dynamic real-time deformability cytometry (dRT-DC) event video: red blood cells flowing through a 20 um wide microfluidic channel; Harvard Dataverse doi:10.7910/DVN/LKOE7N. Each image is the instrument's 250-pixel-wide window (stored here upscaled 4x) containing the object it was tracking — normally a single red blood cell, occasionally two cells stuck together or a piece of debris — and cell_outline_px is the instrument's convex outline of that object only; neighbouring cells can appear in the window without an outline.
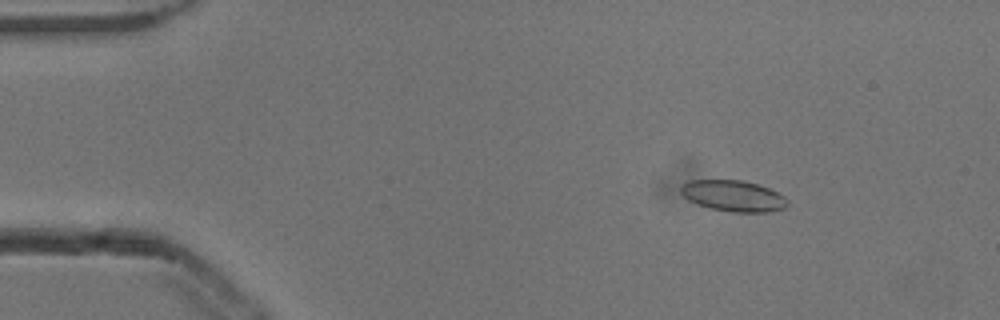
{"species": "common noctule bat (a hibernating species)", "species_latin": "Nyctalus noctula", "temperature_condition": "cold", "stored_images_in_passage": 54, "camera_frame_rate_fps": 3000, "um_per_image_px": 0.085, "animal": {"sex": "male", "body_mass_g": 13.3}, "frame": {"image": 1, "passage_image": 8, "time_ms": 2.333, "image_size_px": [1000, 320], "cell_outline_px": [[788, 204], [784, 208], [768, 212], [732, 212], [708, 208], [688, 200], [680, 192], [680, 188], [688, 180], [740, 180], [756, 184], [768, 188], [784, 196], [788, 200]], "centroid_in_image_um": [62.32, 16.66], "position_along_channel_um": 22.7, "area_um2": 19.25}}
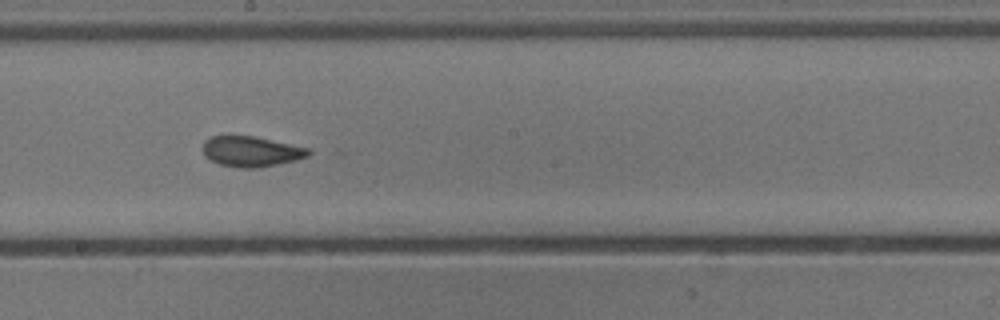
{"frame": {"image": 2, "passage_image": 30, "time_ms": 9.667, "image_size_px": [1000, 320], "cell_outline_px": [[312, 152], [308, 156], [296, 160], [260, 168], [240, 168], [220, 164], [204, 156], [204, 140], [212, 136], [252, 136], [308, 148]], "centroid_in_image_um": [21.36, 12.89], "position_along_channel_um": 226.8, "area_um2": 18.5}}
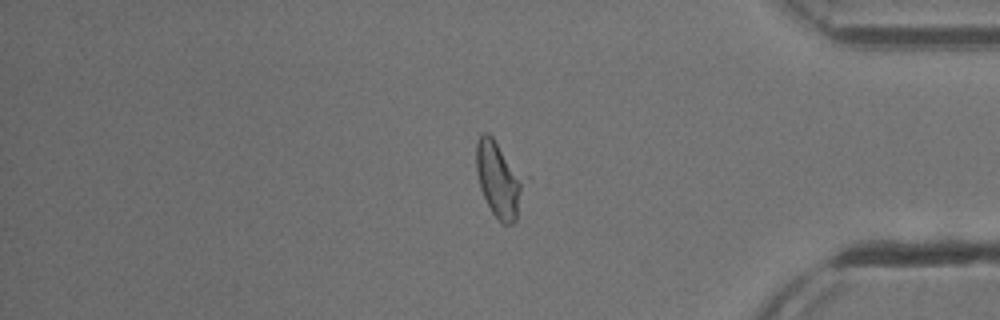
{"frame": {"image": 3, "passage_image": 45, "time_ms": 14.667, "image_size_px": [1000, 320], "cell_outline_px": [[520, 188], [516, 220], [512, 224], [504, 224], [492, 212], [480, 188], [476, 172], [476, 144], [480, 136], [484, 132], [488, 132], [492, 136], [520, 180]], "centroid_in_image_um": [42.26, 15.26], "position_along_channel_um": 392.9, "area_um2": 19.13}, "authors_computed_cell_mechanics": {"area_um2": 19.2474, "velocity_mm_per_s": 3.8669, "shape_relaxation_time_tau1_ms": 3.2459, "shape_relaxation_time_tau2_ms": 2.0076, "deformation_change_tau1": 0.1392, "deformation_change_tau2": 0.0589}}